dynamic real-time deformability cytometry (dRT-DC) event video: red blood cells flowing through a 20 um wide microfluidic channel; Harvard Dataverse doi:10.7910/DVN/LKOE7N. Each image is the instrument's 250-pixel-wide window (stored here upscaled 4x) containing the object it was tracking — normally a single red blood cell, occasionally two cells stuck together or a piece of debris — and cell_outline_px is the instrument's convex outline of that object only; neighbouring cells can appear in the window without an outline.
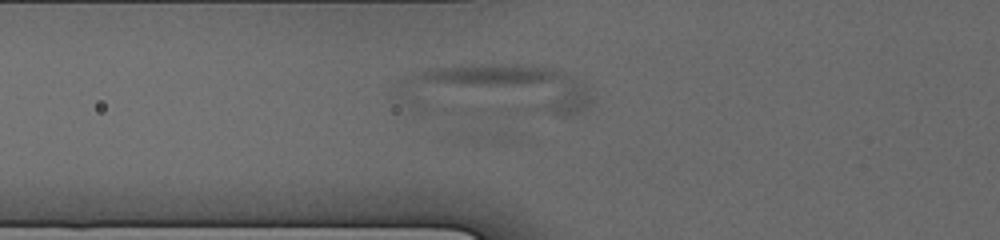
{"species": "human", "species_latin": "Homo sapiens", "temperature_condition": "cold", "stored_images_in_passage": 50, "camera_frame_rate_fps": 3000, "um_per_image_px": 0.085, "donor": {"sex": "male"}, "frame": {"image": 1, "passage_image": 7, "time_ms": 1.667, "image_size_px": [1000, 240], "cell_outline_px": [[592, 104], [588, 108], [580, 112], [564, 116], [556, 116], [420, 112], [396, 96], [396, 88], [404, 80], [412, 76], [432, 68], [460, 64], [532, 64], [564, 72], [572, 76], [584, 84], [588, 88], [592, 100]], "centroid_in_image_um": [42.12, 7.7], "position_along_channel_um": 83.7, "area_um2": 60.81}}